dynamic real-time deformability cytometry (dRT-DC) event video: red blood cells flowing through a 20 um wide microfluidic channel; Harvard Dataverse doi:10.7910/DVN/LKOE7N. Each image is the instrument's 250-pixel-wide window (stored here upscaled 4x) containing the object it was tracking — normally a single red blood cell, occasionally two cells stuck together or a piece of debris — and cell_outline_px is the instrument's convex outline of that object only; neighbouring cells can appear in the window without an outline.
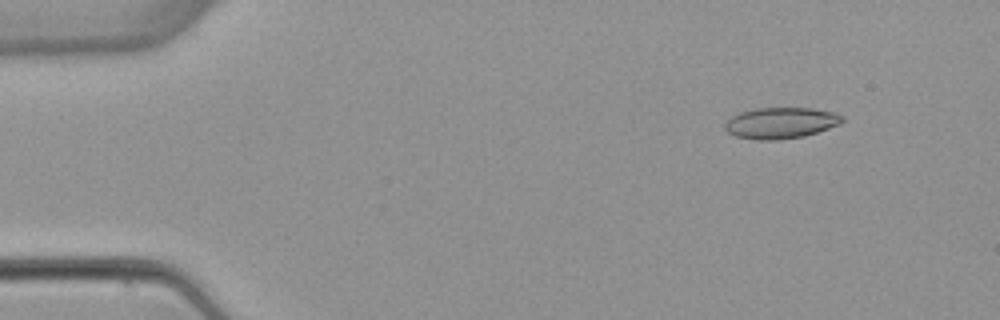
{"species": "common noctule bat (a hibernating species)", "species_latin": "Nyctalus noctula", "temperature_condition": "warm", "stored_images_in_passage": 6, "camera_frame_rate_fps": 3000, "um_per_image_px": 0.085, "animal": {"sex": "female", "body_mass_g": 22.7, "forearm_length_mm": 54.2}, "frame": {"image": 1, "passage_image": 1, "time_ms": 0.0, "image_size_px": [1000, 320], "cell_outline_px": [[844, 120], [840, 124], [804, 136], [780, 140], [756, 140], [736, 136], [728, 132], [724, 128], [724, 124], [732, 116], [740, 112], [756, 108], [812, 108], [836, 112], [844, 116]], "centroid_in_image_um": [66.38, 10.45], "position_along_channel_um": 18.6, "area_um2": 21.39}}
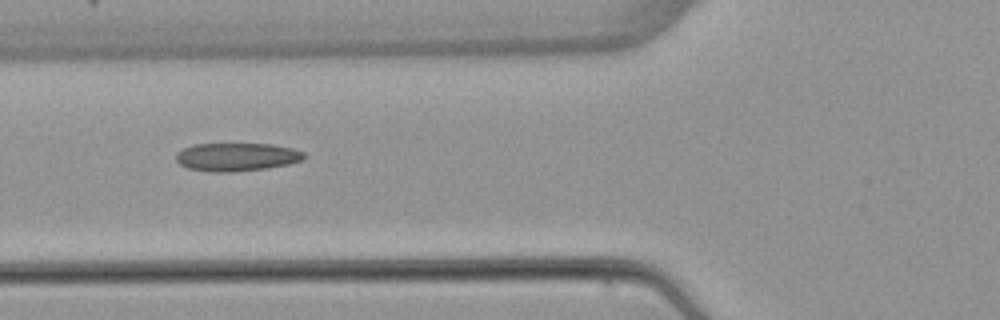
{"frame": {"image": 2, "passage_image": 5, "time_ms": 4.667, "image_size_px": [1000, 320], "cell_outline_px": [[308, 156], [304, 160], [288, 164], [268, 168], [232, 172], [212, 172], [188, 168], [180, 164], [176, 160], [176, 152], [192, 144], [272, 144], [292, 148], [304, 152]], "centroid_in_image_um": [20.14, 13.34], "position_along_channel_um": 105.7, "area_um2": 21.21}}
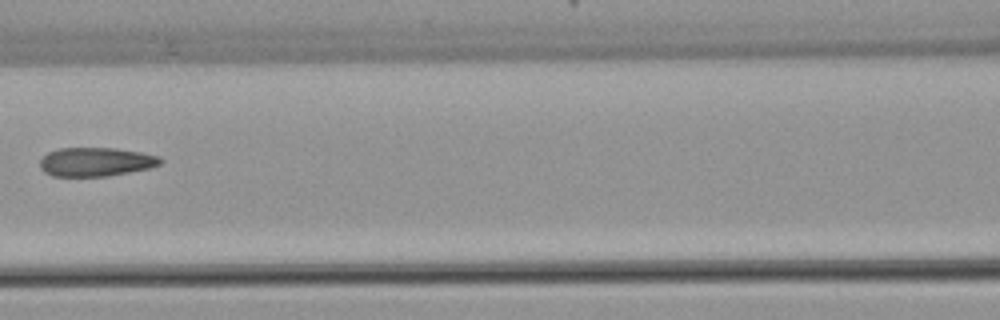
{"frame": {"image": 3, "passage_image": 6, "time_ms": 6.0, "image_size_px": [1000, 320], "cell_outline_px": [[164, 160], [160, 164], [148, 168], [108, 176], [52, 176], [44, 172], [40, 168], [40, 160], [48, 152], [60, 148], [116, 148], [140, 152], [160, 156]], "centroid_in_image_um": [8.14, 13.75], "position_along_channel_um": 158.5, "area_um2": 20.23}}